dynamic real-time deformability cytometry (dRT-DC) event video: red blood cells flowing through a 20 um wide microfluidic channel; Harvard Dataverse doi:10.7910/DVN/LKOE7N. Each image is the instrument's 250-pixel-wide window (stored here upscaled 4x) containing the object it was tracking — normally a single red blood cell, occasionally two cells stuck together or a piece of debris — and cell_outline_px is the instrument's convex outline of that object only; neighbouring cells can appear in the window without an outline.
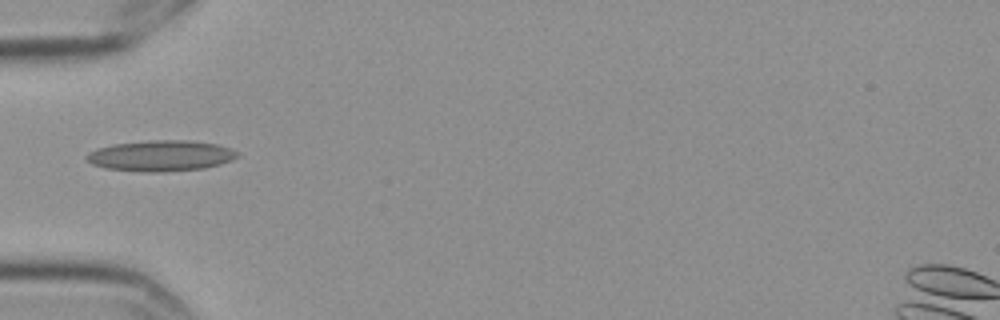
{"species": "Egyptian fruit bat (a non-hibernating species)", "species_latin": "Rousettus aegyptiacus", "temperature_condition": "cold", "stored_images_in_passage": 9, "camera_frame_rate_fps": 3000, "um_per_image_px": 0.085, "frame": {"image": 1, "passage_image": 6, "time_ms": 1.667, "image_size_px": [1000, 320], "cell_outline_px": [[240, 156], [232, 160], [220, 164], [204, 168], [164, 172], [144, 172], [104, 168], [92, 164], [84, 156], [88, 152], [112, 144], [148, 140], [188, 140], [216, 144], [232, 148], [240, 152]], "centroid_in_image_um": [13.7, 13.24], "position_along_channel_um": 71.3, "area_um2": 27.34}}
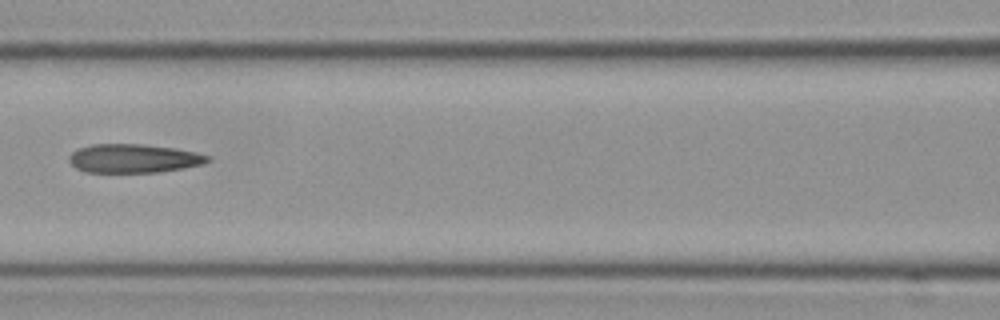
{"frame": {"image": 2, "passage_image": 8, "time_ms": 2.333, "image_size_px": [1000, 320], "cell_outline_px": [[212, 160], [200, 164], [180, 168], [156, 172], [84, 172], [76, 168], [68, 160], [68, 156], [72, 152], [80, 148], [92, 144], [144, 144], [176, 148], [196, 152], [212, 156]], "centroid_in_image_um": [11.35, 13.45], "position_along_channel_um": 155.2, "area_um2": 23.18}}
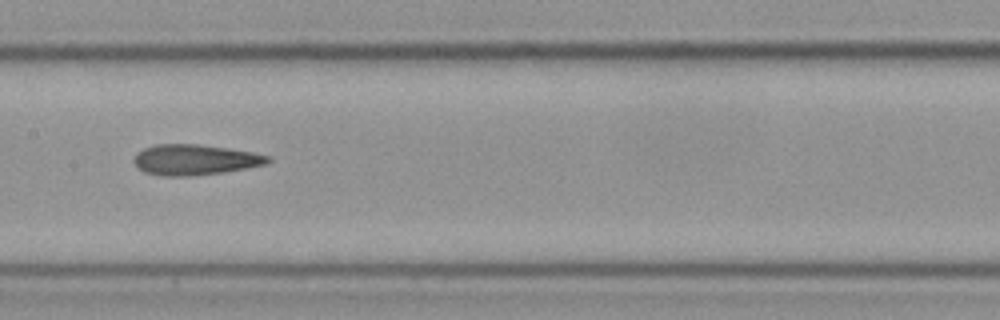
{"frame": {"image": 3, "passage_image": 9, "time_ms": 2.667, "image_size_px": [1000, 320], "cell_outline_px": [[272, 160], [264, 164], [224, 172], [188, 176], [164, 176], [144, 172], [132, 160], [136, 152], [144, 148], [156, 144], [196, 144], [228, 148], [252, 152], [268, 156]], "centroid_in_image_um": [16.52, 13.57], "position_along_channel_um": 190.9, "area_um2": 23.64}}